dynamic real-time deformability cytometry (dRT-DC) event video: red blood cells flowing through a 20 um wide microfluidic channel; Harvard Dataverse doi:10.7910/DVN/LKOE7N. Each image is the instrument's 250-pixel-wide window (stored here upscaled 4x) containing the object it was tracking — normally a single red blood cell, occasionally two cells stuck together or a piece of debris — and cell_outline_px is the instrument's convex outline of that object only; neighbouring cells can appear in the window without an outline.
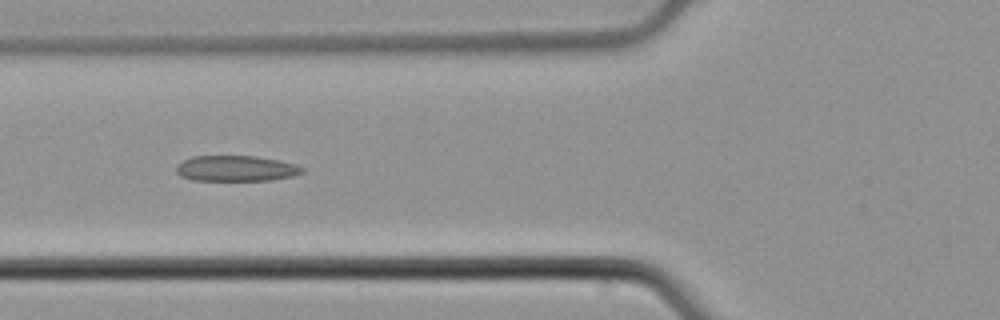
{"species": "common noctule bat (a hibernating species)", "species_latin": "Nyctalus noctula", "temperature_condition": "cold", "stored_images_in_passage": 7, "camera_frame_rate_fps": 3000, "um_per_image_px": 0.085, "animal": {"sex": "male", "body_mass_g": 21.5, "forearm_length_mm": 52.0}, "frame": {"image": 1, "passage_image": 5, "time_ms": 1.333, "image_size_px": [1000, 320], "cell_outline_px": [[304, 172], [292, 176], [272, 180], [192, 180], [180, 176], [176, 172], [176, 164], [192, 156], [256, 156], [280, 160], [296, 164], [304, 168]], "centroid_in_image_um": [20.06, 14.31], "position_along_channel_um": 105.7, "area_um2": 18.96}}
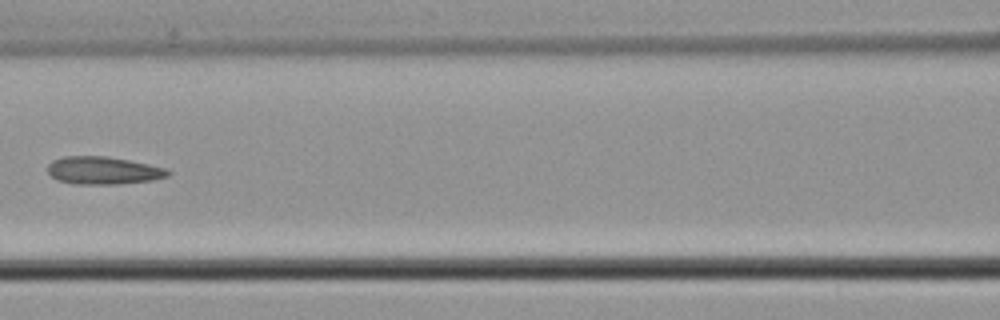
{"frame": {"image": 2, "passage_image": 6, "time_ms": 1.667, "image_size_px": [1000, 320], "cell_outline_px": [[172, 172], [168, 176], [152, 180], [116, 184], [72, 184], [56, 180], [48, 172], [48, 164], [52, 160], [64, 156], [108, 156], [148, 164], [164, 168]], "centroid_in_image_um": [8.74, 14.49], "position_along_channel_um": 157.9, "area_um2": 19.42}}
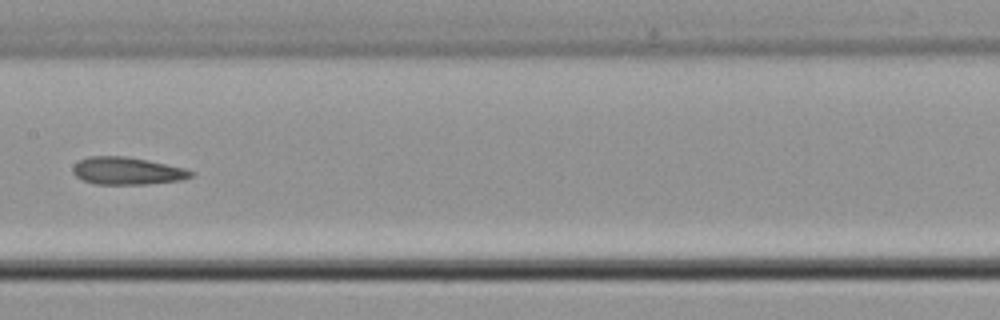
{"frame": {"image": 3, "passage_image": 7, "time_ms": 2.0, "image_size_px": [1000, 320], "cell_outline_px": [[196, 172], [192, 176], [180, 180], [144, 184], [96, 184], [84, 180], [76, 176], [72, 172], [72, 168], [80, 160], [88, 156], [124, 156], [148, 160], [184, 168]], "centroid_in_image_um": [10.81, 14.52], "position_along_channel_um": 196.6, "area_um2": 18.73}}